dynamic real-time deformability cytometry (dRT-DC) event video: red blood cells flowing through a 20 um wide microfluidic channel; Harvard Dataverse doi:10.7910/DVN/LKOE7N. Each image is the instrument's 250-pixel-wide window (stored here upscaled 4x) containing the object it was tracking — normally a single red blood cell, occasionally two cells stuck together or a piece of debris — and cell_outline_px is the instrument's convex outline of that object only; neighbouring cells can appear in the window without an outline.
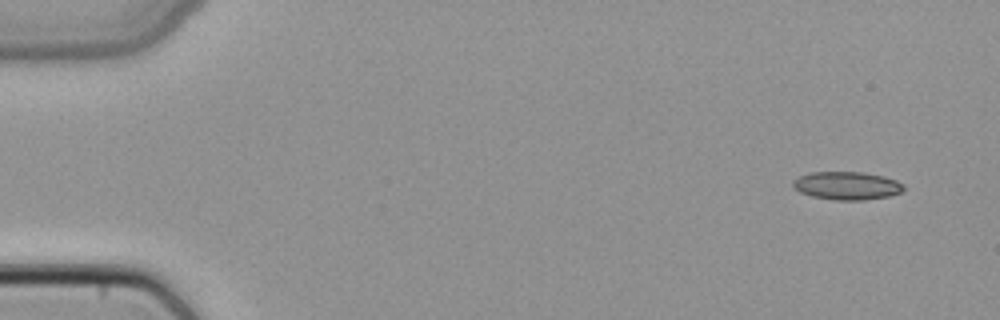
{"species": "common noctule bat (a hibernating species)", "species_latin": "Nyctalus noctula", "temperature_condition": "cold", "stored_images_in_passage": 6, "camera_frame_rate_fps": 3000, "um_per_image_px": 0.085, "animal": {"sex": "female", "body_mass_g": 22.7, "forearm_length_mm": 54.2}, "frame": {"image": 1, "passage_image": 1, "time_ms": 0.0, "image_size_px": [1000, 320], "cell_outline_px": [[904, 188], [900, 192], [888, 196], [864, 200], [836, 200], [812, 196], [800, 192], [792, 188], [792, 180], [800, 176], [812, 172], [864, 172], [884, 176], [896, 180], [904, 184]], "centroid_in_image_um": [71.97, 15.78], "position_along_channel_um": 13.0, "area_um2": 18.15}}
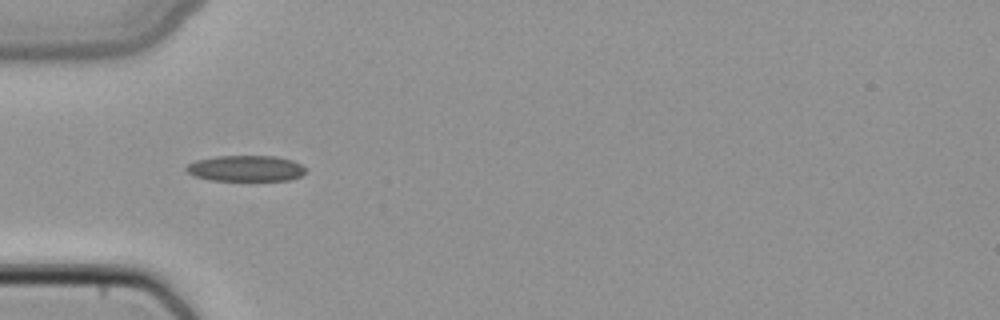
{"frame": {"image": 2, "passage_image": 4, "time_ms": 1.0, "image_size_px": [1000, 320], "cell_outline_px": [[308, 168], [300, 176], [288, 180], [208, 180], [192, 176], [184, 168], [188, 164], [196, 160], [216, 156], [276, 156], [292, 160]], "centroid_in_image_um": [20.87, 14.31], "position_along_channel_um": 64.1, "area_um2": 18.09}}